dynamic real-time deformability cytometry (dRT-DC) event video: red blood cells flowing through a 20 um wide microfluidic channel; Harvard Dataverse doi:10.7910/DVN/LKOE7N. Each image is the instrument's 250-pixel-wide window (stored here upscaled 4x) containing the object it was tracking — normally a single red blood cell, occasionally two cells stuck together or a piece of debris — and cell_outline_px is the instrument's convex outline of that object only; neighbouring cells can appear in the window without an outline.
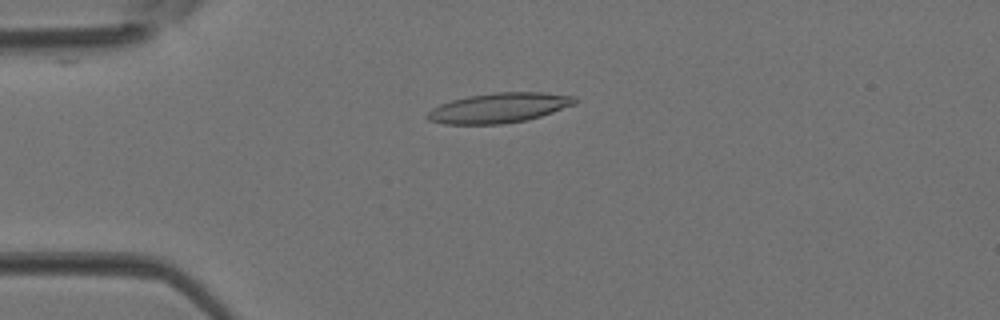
{"species": "Egyptian fruit bat (a non-hibernating species)", "species_latin": "Rousettus aegyptiacus", "temperature_condition": "room temperature", "stored_images_in_passage": 3, "camera_frame_rate_fps": 3000, "um_per_image_px": 0.085, "animal": {"sex": "female"}, "frame": {"image": 1, "passage_image": 3, "time_ms": 0.667, "image_size_px": [1000, 320], "cell_outline_px": [[576, 104], [540, 116], [524, 120], [500, 124], [444, 124], [428, 120], [424, 116], [432, 108], [440, 104], [452, 100], [468, 96], [492, 92], [544, 92], [576, 96]], "centroid_in_image_um": [42.4, 9.16], "position_along_channel_um": 42.6, "area_um2": 25.72}}